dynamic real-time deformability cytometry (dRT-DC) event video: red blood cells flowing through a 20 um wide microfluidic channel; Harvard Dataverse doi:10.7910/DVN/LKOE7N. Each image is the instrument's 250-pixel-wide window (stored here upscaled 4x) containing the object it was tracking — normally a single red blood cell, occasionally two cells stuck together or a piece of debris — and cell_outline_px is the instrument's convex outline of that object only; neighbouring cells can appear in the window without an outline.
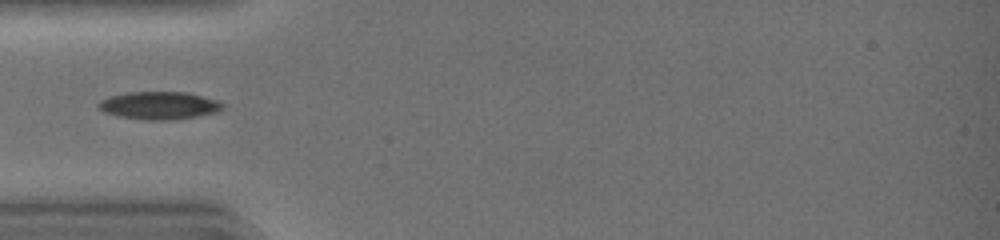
{"species": "common noctule bat (a hibernating species)", "species_latin": "Nyctalus noctula", "temperature_condition": "warm", "stored_images_in_passage": 30, "camera_frame_rate_fps": 3000, "um_per_image_px": 0.085, "animal": {"sex": "female", "body_mass_g": 19.0, "forearm_length_mm": 51.5}, "frame": {"image": 1, "passage_image": 1, "time_ms": 0.0, "image_size_px": [1000, 240], "cell_outline_px": [[224, 108], [216, 112], [196, 116], [172, 120], [144, 120], [120, 116], [104, 112], [96, 104], [100, 100], [124, 92], [184, 92], [216, 100], [224, 104]], "centroid_in_image_um": [13.51, 8.97], "position_along_channel_um": 71.5, "area_um2": 19.88}}
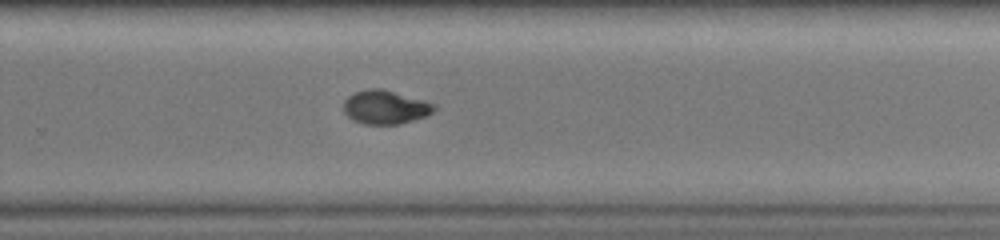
{"frame": {"image": 2, "passage_image": 16, "time_ms": 5.0, "image_size_px": [1000, 240], "cell_outline_px": [[436, 108], [428, 116], [400, 124], [364, 124], [352, 120], [344, 112], [344, 100], [348, 96], [356, 92], [368, 88], [380, 88], [424, 100], [436, 104]], "centroid_in_image_um": [32.76, 9.11], "position_along_channel_um": 297.0, "area_um2": 17.86}}
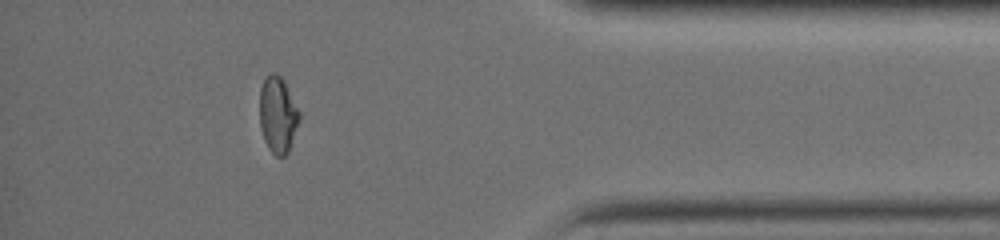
{"frame": {"image": 3, "passage_image": 25, "time_ms": 8.0, "image_size_px": [1000, 240], "cell_outline_px": [[300, 116], [288, 152], [284, 156], [276, 156], [268, 148], [264, 140], [260, 128], [260, 88], [268, 72], [276, 72], [284, 80], [300, 112]], "centroid_in_image_um": [23.6, 9.72], "position_along_channel_um": 411.6, "area_um2": 17.63}}